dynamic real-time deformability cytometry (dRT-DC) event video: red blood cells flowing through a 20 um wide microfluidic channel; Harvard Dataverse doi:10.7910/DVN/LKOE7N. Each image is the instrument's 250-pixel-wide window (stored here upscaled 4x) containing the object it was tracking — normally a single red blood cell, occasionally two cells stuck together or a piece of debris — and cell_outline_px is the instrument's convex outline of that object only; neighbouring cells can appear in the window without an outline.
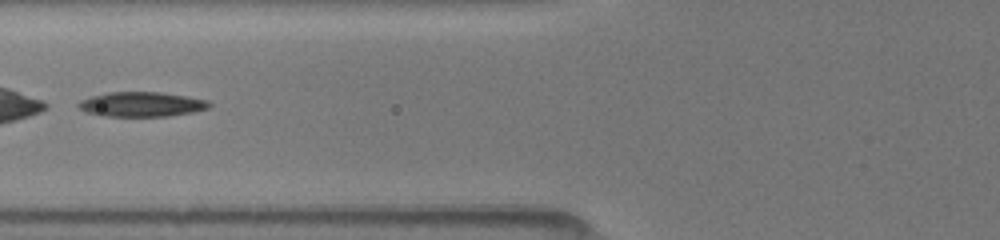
{"species": "common noctule bat (a hibernating species)", "species_latin": "Nyctalus noctula", "temperature_condition": "room temperature", "stored_images_in_passage": 18, "camera_frame_rate_fps": 3000, "um_per_image_px": 0.085, "animal": {"sex": "female", "body_mass_g": 19.5, "forearm_length_mm": 54.1}, "frame": {"image": 1, "passage_image": 11, "time_ms": 6.333, "image_size_px": [1000, 240], "cell_outline_px": [[212, 104], [208, 108], [192, 112], [168, 116], [104, 116], [84, 112], [76, 104], [80, 100], [92, 96], [108, 92], [160, 92], [188, 96], [208, 100]], "centroid_in_image_um": [12.03, 8.86], "position_along_channel_um": 113.8, "area_um2": 18.9}}
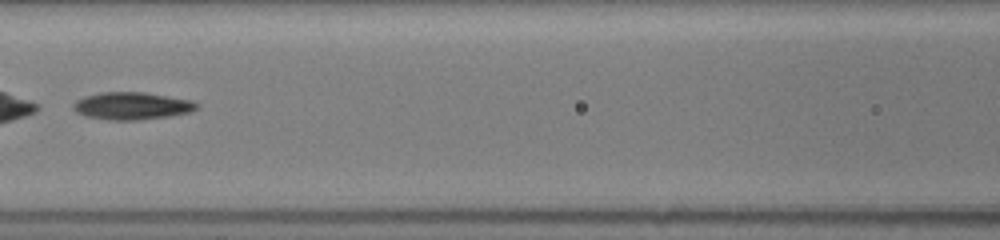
{"frame": {"image": 2, "passage_image": 13, "time_ms": 7.333, "image_size_px": [1000, 240], "cell_outline_px": [[200, 104], [196, 108], [188, 112], [168, 116], [136, 120], [108, 120], [84, 116], [76, 112], [72, 108], [72, 104], [76, 100], [84, 96], [100, 92], [144, 92], [192, 100]], "centroid_in_image_um": [11.16, 8.99], "position_along_channel_um": 155.4, "area_um2": 19.77}}
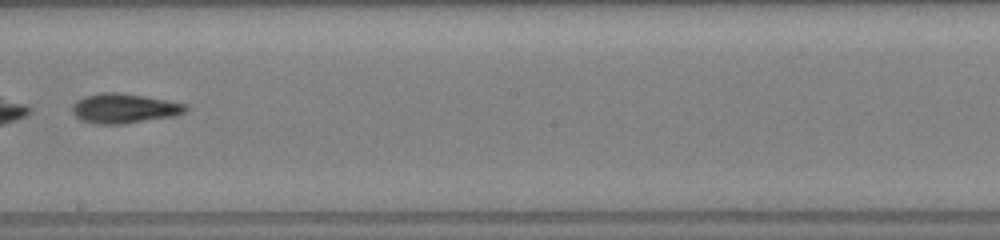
{"frame": {"image": 3, "passage_image": 16, "time_ms": 9.333, "image_size_px": [1000, 240], "cell_outline_px": [[188, 108], [184, 112], [176, 116], [124, 124], [96, 124], [80, 120], [72, 112], [72, 104], [76, 100], [84, 96], [100, 92], [120, 92], [144, 96], [188, 104]], "centroid_in_image_um": [10.54, 9.21], "position_along_channel_um": 237.7, "area_um2": 19.88}}